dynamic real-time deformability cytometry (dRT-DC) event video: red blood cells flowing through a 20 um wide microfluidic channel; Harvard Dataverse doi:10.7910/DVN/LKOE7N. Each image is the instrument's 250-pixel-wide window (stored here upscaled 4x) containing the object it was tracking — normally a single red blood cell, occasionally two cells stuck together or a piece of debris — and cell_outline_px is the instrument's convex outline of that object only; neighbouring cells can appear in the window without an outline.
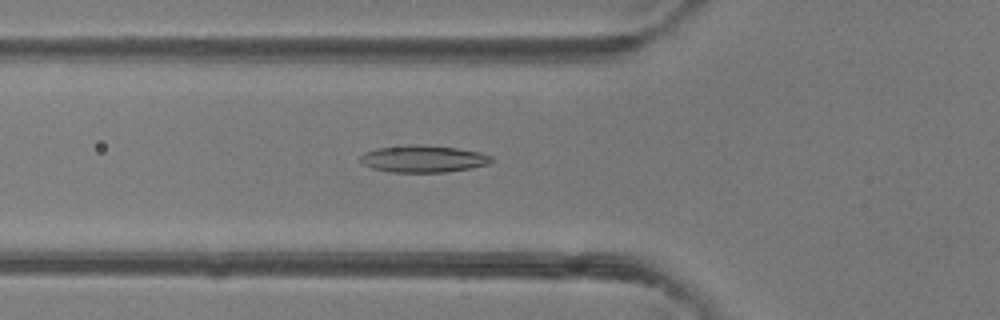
{"species": "common noctule bat (a hibernating species)", "species_latin": "Nyctalus noctula", "temperature_condition": "room temperature", "stored_images_in_passage": 45, "camera_frame_rate_fps": 3000, "um_per_image_px": 0.085, "animal": {"sex": "female"}, "frame": {"image": 1, "passage_image": 18, "time_ms": 5.667, "image_size_px": [1000, 320], "cell_outline_px": [[492, 160], [488, 164], [472, 168], [444, 172], [388, 172], [372, 168], [360, 164], [360, 156], [364, 152], [376, 148], [404, 144], [416, 144], [456, 148], [480, 152], [492, 156]], "centroid_in_image_um": [35.92, 13.49], "position_along_channel_um": 89.9, "area_um2": 20.87}}
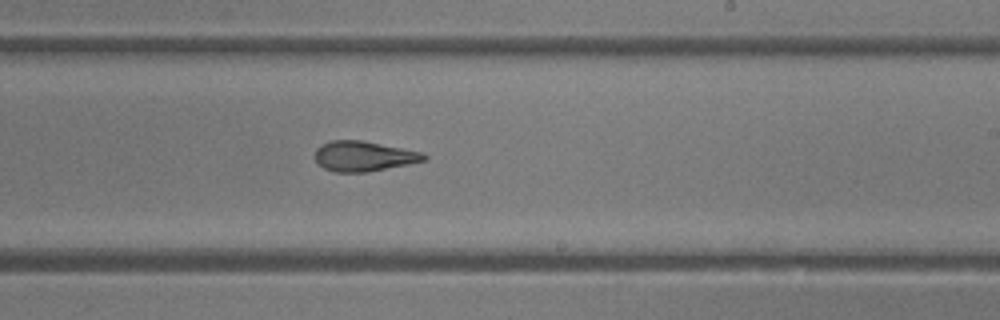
{"frame": {"image": 2, "passage_image": 30, "time_ms": 9.667, "image_size_px": [1000, 320], "cell_outline_px": [[428, 160], [368, 172], [336, 172], [324, 168], [316, 160], [316, 148], [320, 144], [332, 140], [360, 140], [424, 152], [428, 156]], "centroid_in_image_um": [30.95, 13.27], "position_along_channel_um": 258.1, "area_um2": 19.13}}
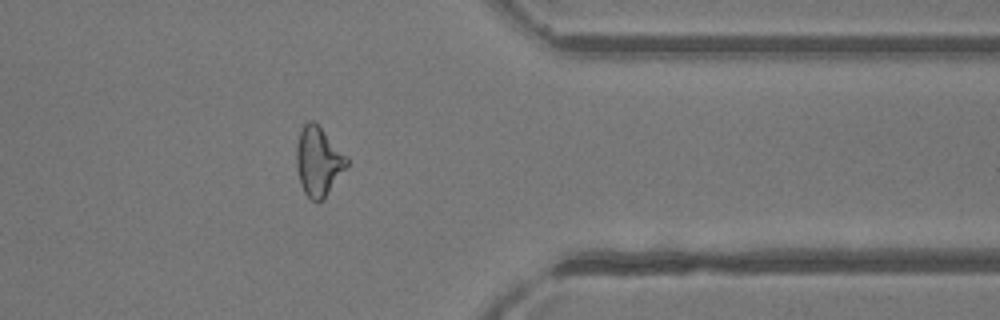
{"frame": {"image": 3, "passage_image": 40, "time_ms": 13.0, "image_size_px": [1000, 320], "cell_outline_px": [[348, 164], [324, 200], [312, 200], [304, 192], [300, 184], [296, 168], [296, 144], [300, 132], [304, 124], [308, 120], [312, 120], [348, 156]], "centroid_in_image_um": [27.05, 13.73], "position_along_channel_um": 384.4, "area_um2": 20.17}, "authors_computed_cell_mechanics": {"area_um2": 20.23, "velocity_mm_per_s": 4.1945, "shape_relaxation_time_tau1_ms": 5.0969, "shape_relaxation_time_tau2_ms": 3.5573, "deformation_change_tau1": 0.1867, "deformation_change_tau2": 0.1307}}